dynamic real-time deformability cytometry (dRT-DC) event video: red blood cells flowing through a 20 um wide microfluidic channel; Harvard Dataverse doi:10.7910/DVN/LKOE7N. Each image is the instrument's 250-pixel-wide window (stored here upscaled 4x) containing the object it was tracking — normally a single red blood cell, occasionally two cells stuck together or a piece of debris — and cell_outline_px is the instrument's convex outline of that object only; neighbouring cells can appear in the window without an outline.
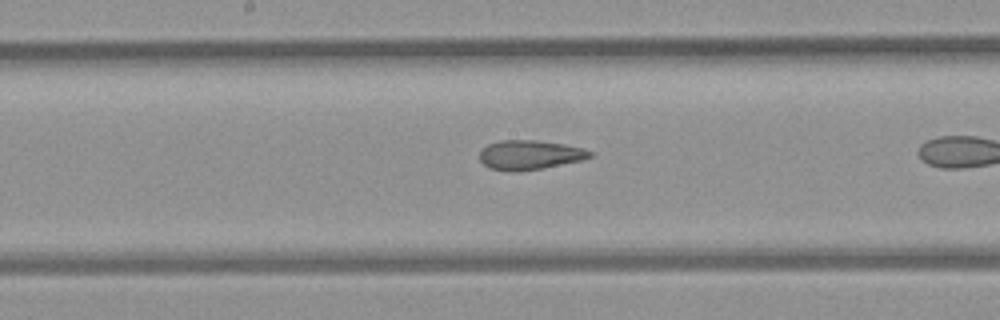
{"species": "common noctule bat (a hibernating species)", "species_latin": "Nyctalus noctula", "temperature_condition": "room temperature", "stored_images_in_passage": 31, "camera_frame_rate_fps": 3000, "um_per_image_px": 0.085, "animal": {"sex": "female", "body_mass_g": 21.9}, "frame": {"image": 1, "passage_image": 18, "time_ms": 5.667, "image_size_px": [1000, 320], "cell_outline_px": [[592, 156], [584, 160], [544, 168], [516, 172], [512, 172], [488, 168], [480, 160], [480, 152], [488, 144], [500, 140], [536, 140], [564, 144], [584, 148], [592, 152]], "centroid_in_image_um": [45.04, 13.17], "position_along_channel_um": 203.2, "area_um2": 19.07}}
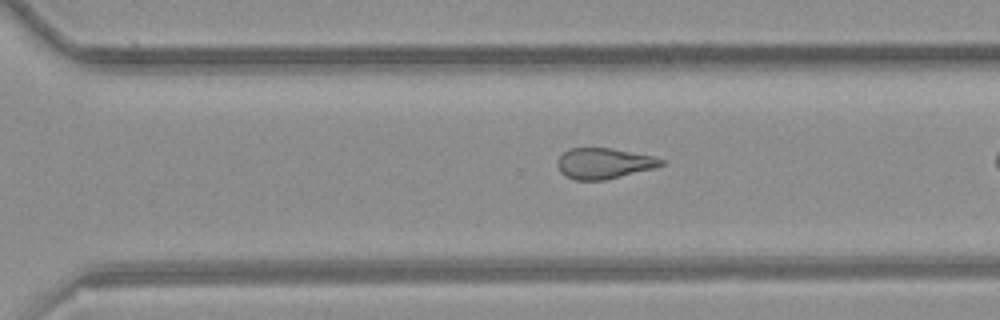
{"frame": {"image": 2, "passage_image": 27, "time_ms": 8.667, "image_size_px": [1000, 320], "cell_outline_px": [[664, 164], [652, 168], [604, 180], [576, 180], [564, 176], [560, 172], [556, 164], [560, 156], [568, 148], [612, 148], [652, 156], [664, 160]], "centroid_in_image_um": [51.27, 13.88], "position_along_channel_um": 319.3, "area_um2": 18.38}}